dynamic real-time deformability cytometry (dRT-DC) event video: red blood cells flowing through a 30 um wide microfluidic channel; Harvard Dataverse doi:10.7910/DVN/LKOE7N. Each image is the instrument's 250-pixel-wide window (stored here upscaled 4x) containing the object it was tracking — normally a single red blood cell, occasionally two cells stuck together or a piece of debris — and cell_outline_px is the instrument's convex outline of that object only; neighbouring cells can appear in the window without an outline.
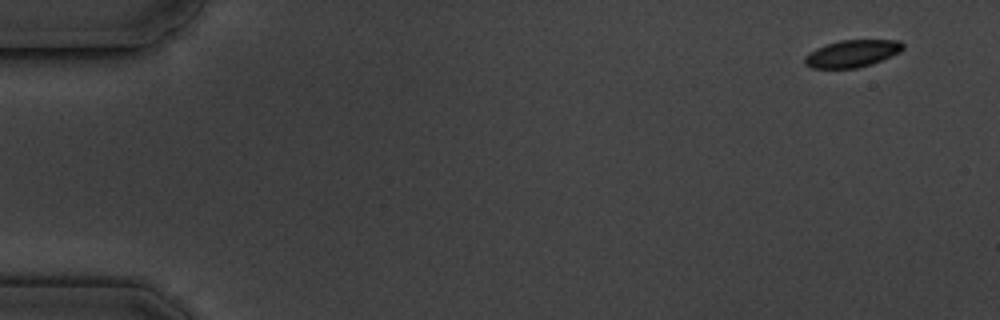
{"species": "common noctule bat (a hibernating species)", "species_latin": "Nyctalus noctula", "temperature_condition": "cold", "stored_images_in_passage": 5, "camera_frame_rate_fps": 3000, "um_per_image_px": 0.085, "animal": {"sex": "male", "body_mass_g": 19.5, "forearm_length_mm": 54.6}, "frame": {"image": 1, "passage_image": 1, "time_ms": 0.0, "image_size_px": [1000, 320], "cell_outline_px": [[904, 48], [900, 52], [872, 64], [856, 68], [812, 68], [804, 64], [804, 56], [816, 48], [840, 40], [900, 40], [904, 44]], "centroid_in_image_um": [72.43, 4.55], "position_along_channel_um": 12.6, "area_um2": 15.55}}
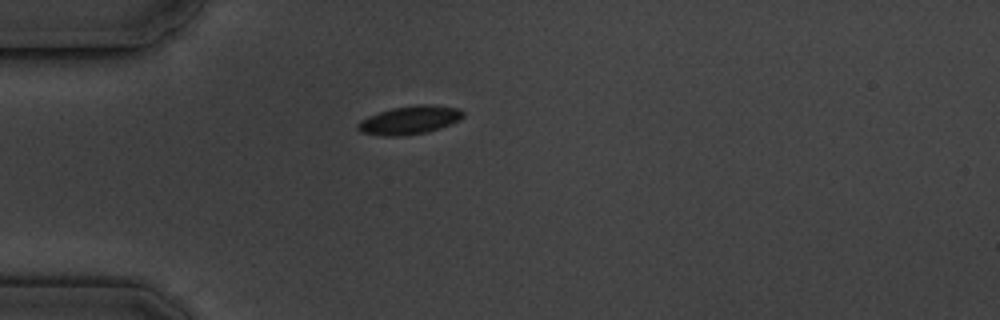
{"frame": {"image": 2, "passage_image": 5, "time_ms": 4.333, "image_size_px": [1000, 320], "cell_outline_px": [[464, 116], [460, 120], [452, 124], [440, 128], [424, 132], [400, 136], [384, 136], [360, 132], [356, 128], [356, 124], [360, 120], [368, 116], [392, 108], [420, 104], [432, 104], [460, 108], [464, 112]], "centroid_in_image_um": [34.83, 10.2], "position_along_channel_um": 50.2, "area_um2": 17.51}}